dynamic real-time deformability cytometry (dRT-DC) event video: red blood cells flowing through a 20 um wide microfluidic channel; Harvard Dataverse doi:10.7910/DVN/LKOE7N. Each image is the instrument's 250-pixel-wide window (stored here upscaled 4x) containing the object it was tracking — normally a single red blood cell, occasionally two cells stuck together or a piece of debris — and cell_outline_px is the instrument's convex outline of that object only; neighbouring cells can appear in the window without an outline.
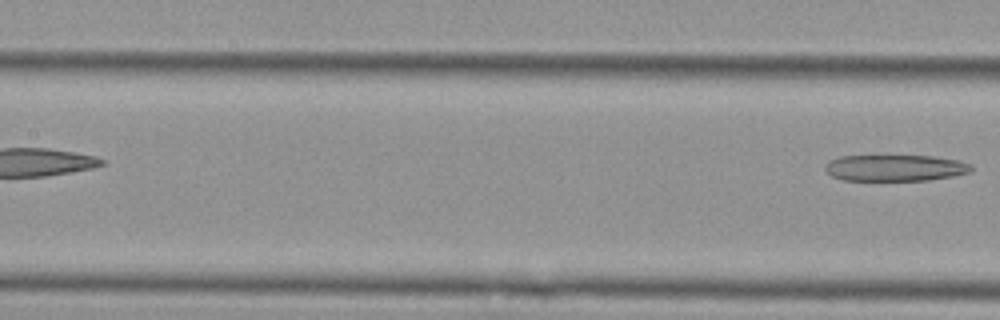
{"species": "Egyptian fruit bat (a non-hibernating species)", "species_latin": "Rousettus aegyptiacus", "temperature_condition": "cold", "stored_images_in_passage": 6, "segment_of_instrument_passage": [2, 2], "camera_frame_rate_fps": 3000, "um_per_image_px": 0.085, "animal": {"sex": "female"}, "frame": {"image": 1, "passage_image": 6, "time_ms": 6.0, "image_size_px": [1000, 320], "cell_outline_px": [[972, 172], [952, 176], [928, 180], [844, 180], [832, 176], [824, 168], [824, 164], [828, 160], [840, 156], [932, 156], [960, 160], [968, 164], [972, 168]], "centroid_in_image_um": [76.06, 14.26], "position_along_channel_um": 131.3, "area_um2": 22.43}}